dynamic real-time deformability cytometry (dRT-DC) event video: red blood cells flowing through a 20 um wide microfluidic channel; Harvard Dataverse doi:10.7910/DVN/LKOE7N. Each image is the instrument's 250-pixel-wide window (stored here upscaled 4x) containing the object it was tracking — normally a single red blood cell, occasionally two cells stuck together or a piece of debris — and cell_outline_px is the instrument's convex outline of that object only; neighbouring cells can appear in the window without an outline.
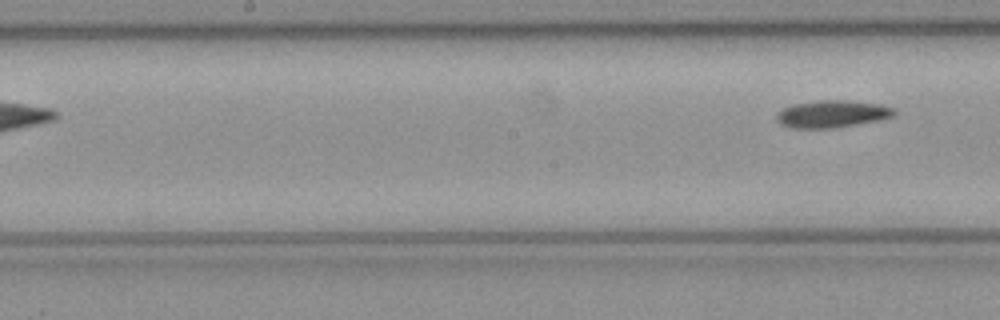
{"species": "common noctule bat (a hibernating species)", "species_latin": "Nyctalus noctula", "temperature_condition": "cold", "stored_images_in_passage": 5, "segment_of_instrument_passage": [2, 2], "camera_frame_rate_fps": 3000, "um_per_image_px": 0.085, "animal": {"sex": "female", "body_mass_g": 21.9}, "frame": {"image": 1, "passage_image": 5, "time_ms": 1.333, "image_size_px": [1000, 320], "cell_outline_px": [[896, 116], [880, 120], [836, 128], [792, 128], [780, 124], [776, 120], [776, 112], [792, 104], [820, 100], [844, 100], [880, 104], [892, 108], [896, 112]], "centroid_in_image_um": [70.72, 9.69], "position_along_channel_um": 177.5, "area_um2": 18.84}}